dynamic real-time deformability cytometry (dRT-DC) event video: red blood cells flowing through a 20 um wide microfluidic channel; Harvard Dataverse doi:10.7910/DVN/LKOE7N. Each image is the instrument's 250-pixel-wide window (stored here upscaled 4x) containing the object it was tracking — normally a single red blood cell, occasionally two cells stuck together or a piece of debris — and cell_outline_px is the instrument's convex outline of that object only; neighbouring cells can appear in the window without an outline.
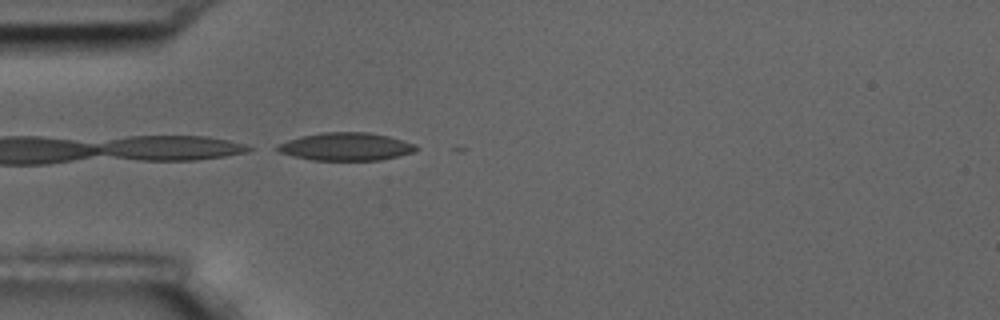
{"species": "common noctule bat (a hibernating species)", "species_latin": "Nyctalus noctula", "temperature_condition": "room temperature", "stored_images_in_passage": 3, "camera_frame_rate_fps": 3000, "um_per_image_px": 0.085, "animal": {"sex": "male", "body_mass_g": 17.5, "forearm_length_mm": 52.3}, "frame": {"image": 1, "passage_image": 1, "time_ms": 0.0, "image_size_px": [1000, 320], "cell_outline_px": [[420, 148], [412, 152], [380, 160], [312, 160], [280, 152], [272, 148], [276, 144], [300, 136], [320, 132], [368, 132], [388, 136], [416, 144]], "centroid_in_image_um": [29.37, 12.45], "position_along_channel_um": 55.6, "area_um2": 22.54}}